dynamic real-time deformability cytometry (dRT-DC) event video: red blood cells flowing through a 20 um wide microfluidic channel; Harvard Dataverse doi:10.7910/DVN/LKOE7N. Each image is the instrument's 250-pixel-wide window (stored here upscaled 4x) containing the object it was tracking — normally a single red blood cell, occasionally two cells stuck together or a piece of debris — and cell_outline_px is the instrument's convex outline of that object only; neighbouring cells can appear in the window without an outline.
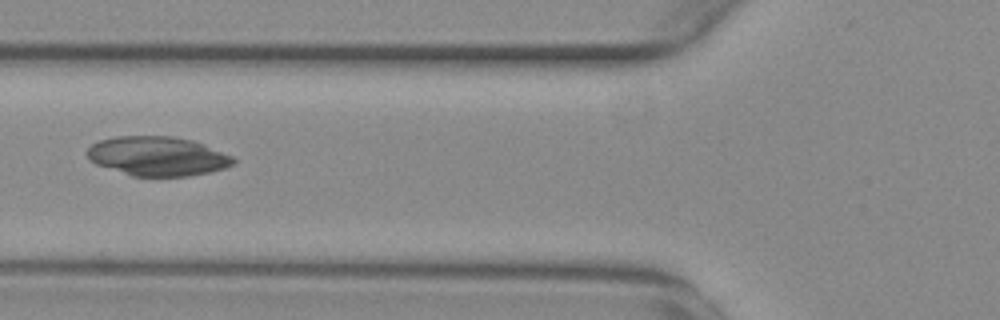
{"species": "common noctule bat (a hibernating species)", "species_latin": "Nyctalus noctula", "temperature_condition": "warm", "stored_images_in_passage": 40, "camera_frame_rate_fps": 3000, "um_per_image_px": 0.085, "animal": {"sex": "female", "body_mass_g": 29.2, "forearm_length_mm": 56.3}, "frame": {"image": 1, "passage_image": 6, "time_ms": 1.667, "image_size_px": [1000, 320], "cell_outline_px": [[236, 160], [232, 164], [224, 168], [208, 172], [188, 176], [132, 176], [96, 164], [88, 160], [88, 148], [92, 144], [100, 140], [116, 136], [172, 136], [192, 140], [204, 144], [232, 156]], "centroid_in_image_um": [13.37, 13.27], "position_along_channel_um": 112.4, "area_um2": 33.29}}
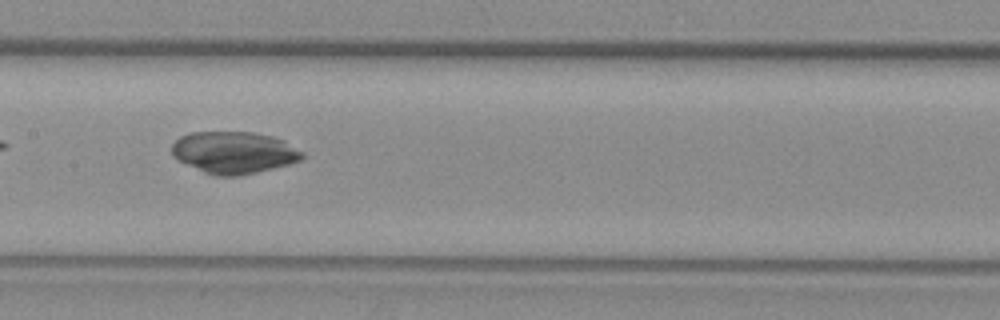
{"frame": {"image": 2, "passage_image": 12, "time_ms": 3.667, "image_size_px": [1000, 320], "cell_outline_px": [[304, 156], [300, 160], [288, 164], [240, 176], [216, 176], [204, 172], [176, 160], [172, 152], [172, 144], [180, 136], [188, 132], [252, 132], [272, 136], [284, 140], [304, 152]], "centroid_in_image_um": [19.87, 12.96], "position_along_channel_um": 187.5, "area_um2": 31.96}}
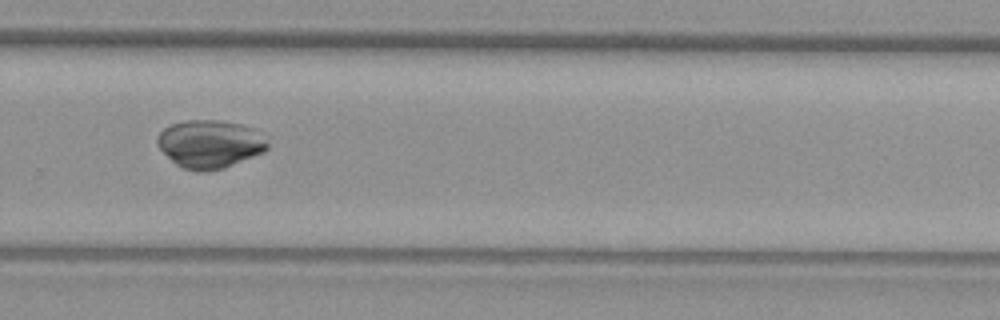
{"frame": {"image": 3, "passage_image": 22, "time_ms": 7.0, "image_size_px": [1000, 320], "cell_outline_px": [[268, 148], [264, 152], [224, 168], [208, 172], [196, 172], [184, 168], [176, 164], [156, 144], [156, 136], [164, 128], [172, 124], [184, 120], [216, 120], [240, 124], [252, 128], [268, 144]], "centroid_in_image_um": [17.8, 12.25], "position_along_channel_um": 312.0, "area_um2": 30.69}}